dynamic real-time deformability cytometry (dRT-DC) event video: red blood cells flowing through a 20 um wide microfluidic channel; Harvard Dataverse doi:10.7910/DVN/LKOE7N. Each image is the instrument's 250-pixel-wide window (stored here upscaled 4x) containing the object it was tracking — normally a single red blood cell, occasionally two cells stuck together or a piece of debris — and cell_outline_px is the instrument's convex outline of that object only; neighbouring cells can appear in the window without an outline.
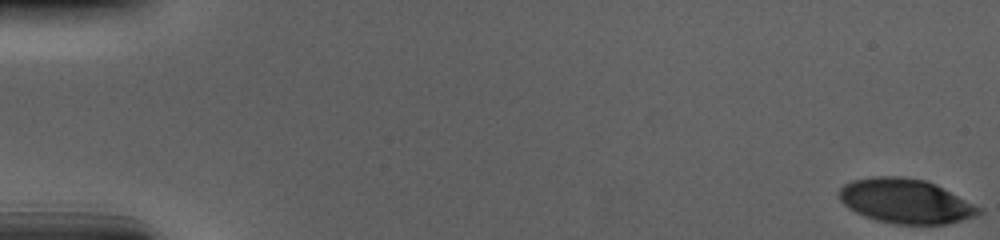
{"species": "human", "species_latin": "Homo sapiens", "temperature_condition": "cold", "stored_images_in_passage": 57, "camera_frame_rate_fps": 3000, "um_per_image_px": 0.085, "donor": {"sex": "male"}, "frame": {"image": 1, "passage_image": 1, "time_ms": 0.0, "image_size_px": [1000, 240], "cell_outline_px": [[984, 212], [980, 216], [948, 224], [896, 224], [876, 220], [864, 216], [848, 208], [840, 200], [836, 192], [844, 184], [852, 180], [872, 176], [900, 176], [924, 180], [936, 184], [980, 208]], "centroid_in_image_um": [76.96, 17.1], "position_along_channel_um": 8.0, "area_um2": 36.41}}
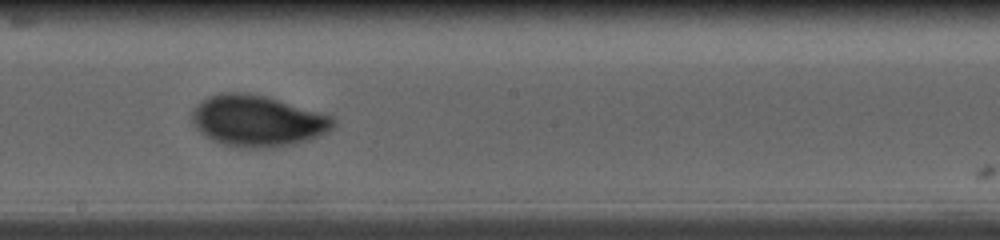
{"frame": {"image": 2, "passage_image": 33, "time_ms": 10.667, "image_size_px": [1000, 240], "cell_outline_px": [[336, 124], [328, 132], [312, 140], [276, 148], [244, 148], [220, 144], [212, 140], [196, 128], [192, 120], [192, 108], [208, 96], [224, 92], [240, 92], [264, 96], [332, 116], [336, 120]], "centroid_in_image_um": [21.9, 10.3], "position_along_channel_um": 226.3, "area_um2": 42.31}}
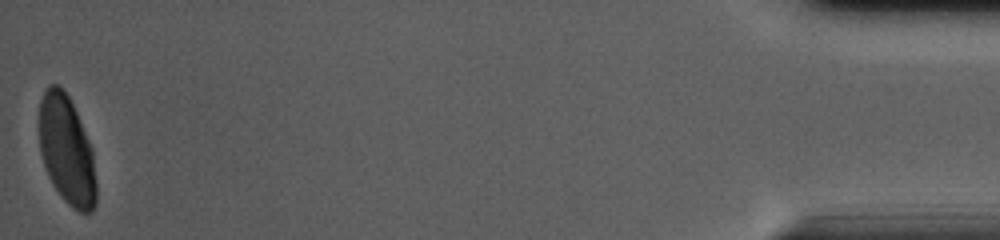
{"frame": {"image": 3, "passage_image": 57, "time_ms": 18.667, "image_size_px": [1000, 240], "cell_outline_px": [[96, 204], [92, 212], [80, 212], [72, 208], [60, 196], [52, 184], [48, 176], [40, 152], [40, 100], [44, 88], [48, 84], [56, 84], [68, 96], [76, 112], [92, 148], [96, 184]], "centroid_in_image_um": [5.67, 12.8], "position_along_channel_um": 429.5, "area_um2": 36.01}, "authors_computed_cell_mechanics": {"area_um2": 38.2058, "velocity_mm_per_s": 3.6856, "shape_relaxation_time_tau1_ms": 4.3681, "shape_relaxation_time_tau2_ms": null, "deformation_change_tau1": 0.1679, "deformation_change_tau2": null}}